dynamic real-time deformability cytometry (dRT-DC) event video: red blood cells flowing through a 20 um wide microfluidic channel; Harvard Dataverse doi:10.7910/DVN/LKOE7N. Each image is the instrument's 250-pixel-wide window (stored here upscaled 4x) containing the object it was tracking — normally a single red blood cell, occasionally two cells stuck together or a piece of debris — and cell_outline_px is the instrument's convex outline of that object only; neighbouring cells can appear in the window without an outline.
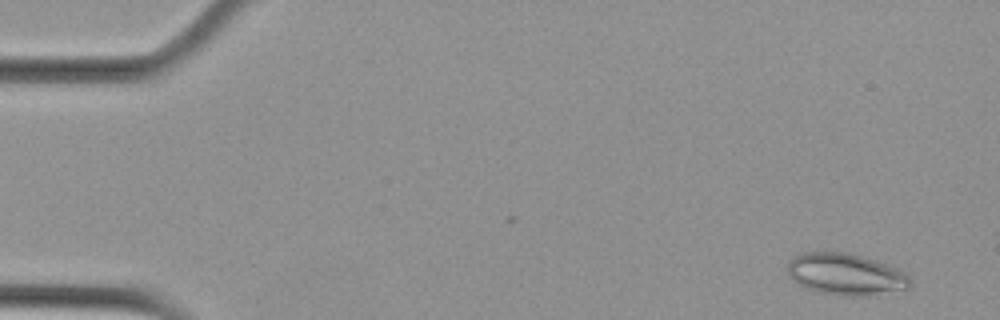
{"species": "Egyptian fruit bat (a non-hibernating species)", "species_latin": "Rousettus aegyptiacus", "temperature_condition": "cold", "stored_images_in_passage": 47, "camera_frame_rate_fps": 3000, "um_per_image_px": 0.085, "animal": {"sex": "female"}, "frame": {"image": 1, "passage_image": 3, "time_ms": 0.667, "image_size_px": [1000, 320], "cell_outline_px": [[912, 288], [860, 296], [836, 296], [820, 292], [808, 288], [792, 280], [788, 276], [788, 264], [796, 256], [804, 252], [848, 252], [896, 268], [904, 272], [908, 276], [912, 284]], "centroid_in_image_um": [71.88, 23.32], "position_along_channel_um": 13.1, "area_um2": 29.42}}
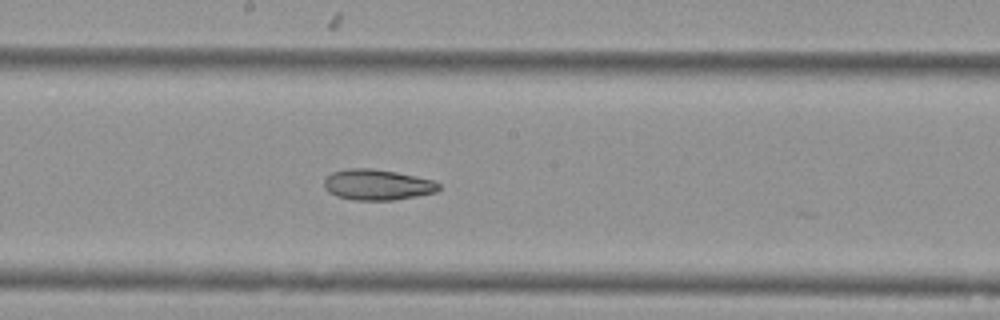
{"frame": {"image": 2, "passage_image": 29, "time_ms": 9.333, "image_size_px": [1000, 320], "cell_outline_px": [[440, 188], [436, 192], [416, 196], [392, 200], [352, 200], [336, 196], [328, 192], [324, 188], [324, 180], [332, 172], [348, 168], [372, 168], [396, 172], [416, 176], [432, 180], [440, 184]], "centroid_in_image_um": [32.05, 15.7], "position_along_channel_um": 216.2, "area_um2": 20.58}}
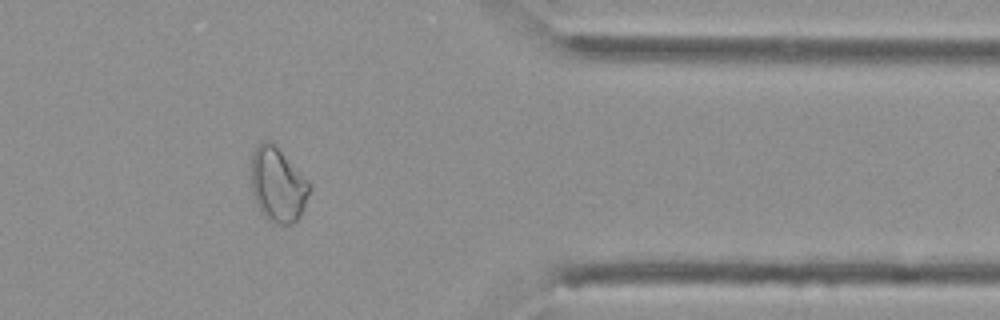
{"frame": {"image": 3, "passage_image": 44, "time_ms": 14.333, "image_size_px": [1000, 320], "cell_outline_px": [[312, 188], [304, 208], [300, 216], [292, 224], [272, 224], [260, 212], [252, 192], [252, 152], [264, 140], [272, 140], [276, 144], [312, 184]], "centroid_in_image_um": [23.64, 15.7], "position_along_channel_um": 387.8, "area_um2": 25.72}, "authors_computed_cell_mechanics": {"area_um2": 23.8136, "velocity_mm_per_s": 3.7723, "shape_relaxation_time_tau1_ms": null, "shape_relaxation_time_tau2_ms": 3.6148, "deformation_change_tau1": null, "deformation_change_tau2": 0.0921}}